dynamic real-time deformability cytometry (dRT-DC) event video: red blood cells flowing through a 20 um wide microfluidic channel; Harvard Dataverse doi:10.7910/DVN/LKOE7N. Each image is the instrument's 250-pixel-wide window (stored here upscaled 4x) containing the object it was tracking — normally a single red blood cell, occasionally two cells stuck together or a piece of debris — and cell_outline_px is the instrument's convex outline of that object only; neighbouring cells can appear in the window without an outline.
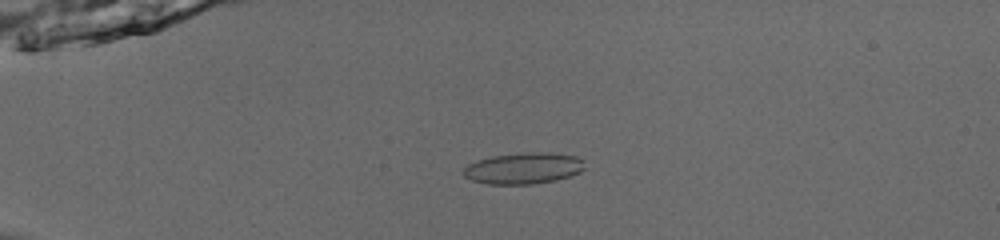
{"species": "common noctule bat (a hibernating species)", "species_latin": "Nyctalus noctula", "temperature_condition": "room temperature", "stored_images_in_passage": 54, "camera_frame_rate_fps": 3000, "um_per_image_px": 0.085, "animal": {"sex": "male", "body_mass_g": 13.0, "forearm_length_mm": 53.1}, "frame": {"image": 1, "passage_image": 15, "time_ms": 4.667, "image_size_px": [1000, 240], "cell_outline_px": [[584, 168], [580, 172], [556, 180], [532, 184], [488, 184], [472, 180], [464, 176], [464, 168], [468, 164], [476, 160], [492, 156], [520, 152], [548, 152], [576, 156], [584, 160]], "centroid_in_image_um": [44.5, 14.29], "position_along_channel_um": 40.5, "area_um2": 22.2}}
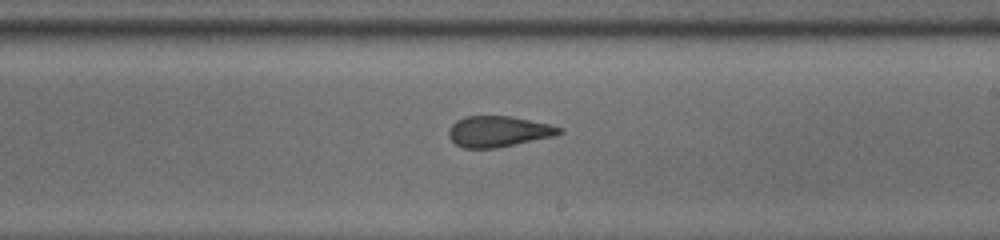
{"frame": {"image": 2, "passage_image": 34, "time_ms": 11.0, "image_size_px": [1000, 240], "cell_outline_px": [[564, 132], [552, 136], [496, 148], [464, 148], [456, 144], [448, 136], [448, 128], [456, 120], [468, 116], [512, 116], [548, 124], [564, 128]], "centroid_in_image_um": [42.34, 11.17], "position_along_channel_um": 246.7, "area_um2": 19.77}}
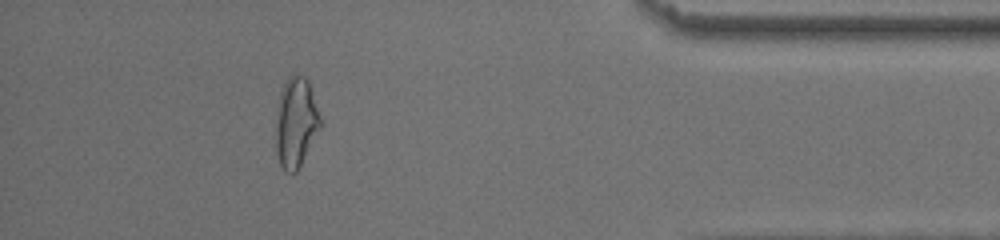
{"frame": {"image": 3, "passage_image": 49, "time_ms": 16.0, "image_size_px": [1000, 240], "cell_outline_px": [[320, 128], [296, 172], [292, 176], [284, 172], [280, 164], [276, 152], [276, 124], [280, 92], [288, 76], [304, 76], [308, 80], [320, 116]], "centroid_in_image_um": [25.13, 10.45], "position_along_channel_um": 410.1, "area_um2": 23.0}, "authors_computed_cell_mechanics": {"area_um2": 21.4438, "velocity_mm_per_s": 3.9224, "shape_relaxation_time_tau1_ms": 6.9532, "shape_relaxation_time_tau2_ms": 1.6763, "deformation_change_tau1": 0.1589, "deformation_change_tau2": 0.0682}}